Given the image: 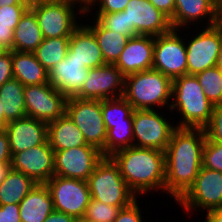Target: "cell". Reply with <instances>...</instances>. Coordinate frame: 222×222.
I'll return each instance as SVG.
<instances>
[{
  "label": "cell",
  "mask_w": 222,
  "mask_h": 222,
  "mask_svg": "<svg viewBox=\"0 0 222 222\" xmlns=\"http://www.w3.org/2000/svg\"><path fill=\"white\" fill-rule=\"evenodd\" d=\"M204 128H176L165 150V192L177 202L202 167Z\"/></svg>",
  "instance_id": "1"
},
{
  "label": "cell",
  "mask_w": 222,
  "mask_h": 222,
  "mask_svg": "<svg viewBox=\"0 0 222 222\" xmlns=\"http://www.w3.org/2000/svg\"><path fill=\"white\" fill-rule=\"evenodd\" d=\"M119 166L126 185L139 197L151 190L165 192V152L132 146L110 156Z\"/></svg>",
  "instance_id": "2"
},
{
  "label": "cell",
  "mask_w": 222,
  "mask_h": 222,
  "mask_svg": "<svg viewBox=\"0 0 222 222\" xmlns=\"http://www.w3.org/2000/svg\"><path fill=\"white\" fill-rule=\"evenodd\" d=\"M171 110L181 115L176 128H204L210 121L213 104L204 94L195 75L173 79Z\"/></svg>",
  "instance_id": "3"
},
{
  "label": "cell",
  "mask_w": 222,
  "mask_h": 222,
  "mask_svg": "<svg viewBox=\"0 0 222 222\" xmlns=\"http://www.w3.org/2000/svg\"><path fill=\"white\" fill-rule=\"evenodd\" d=\"M173 80L155 69L125 76L123 97L134 110H153V106L170 109ZM170 102V103H169Z\"/></svg>",
  "instance_id": "4"
},
{
  "label": "cell",
  "mask_w": 222,
  "mask_h": 222,
  "mask_svg": "<svg viewBox=\"0 0 222 222\" xmlns=\"http://www.w3.org/2000/svg\"><path fill=\"white\" fill-rule=\"evenodd\" d=\"M91 198L120 209L130 205L137 195L126 185L119 166L111 157H103L87 180Z\"/></svg>",
  "instance_id": "5"
},
{
  "label": "cell",
  "mask_w": 222,
  "mask_h": 222,
  "mask_svg": "<svg viewBox=\"0 0 222 222\" xmlns=\"http://www.w3.org/2000/svg\"><path fill=\"white\" fill-rule=\"evenodd\" d=\"M30 9L37 17L43 38L70 37L81 24L77 22L76 15L85 18V5L79 0L39 3L30 6Z\"/></svg>",
  "instance_id": "6"
},
{
  "label": "cell",
  "mask_w": 222,
  "mask_h": 222,
  "mask_svg": "<svg viewBox=\"0 0 222 222\" xmlns=\"http://www.w3.org/2000/svg\"><path fill=\"white\" fill-rule=\"evenodd\" d=\"M65 113L82 131L87 144L98 148L105 157L107 130L101 111V100L67 98Z\"/></svg>",
  "instance_id": "7"
},
{
  "label": "cell",
  "mask_w": 222,
  "mask_h": 222,
  "mask_svg": "<svg viewBox=\"0 0 222 222\" xmlns=\"http://www.w3.org/2000/svg\"><path fill=\"white\" fill-rule=\"evenodd\" d=\"M175 129L176 126L156 109L133 112V146L165 152Z\"/></svg>",
  "instance_id": "8"
},
{
  "label": "cell",
  "mask_w": 222,
  "mask_h": 222,
  "mask_svg": "<svg viewBox=\"0 0 222 222\" xmlns=\"http://www.w3.org/2000/svg\"><path fill=\"white\" fill-rule=\"evenodd\" d=\"M176 203L187 213L222 208V172L201 167L194 184Z\"/></svg>",
  "instance_id": "9"
},
{
  "label": "cell",
  "mask_w": 222,
  "mask_h": 222,
  "mask_svg": "<svg viewBox=\"0 0 222 222\" xmlns=\"http://www.w3.org/2000/svg\"><path fill=\"white\" fill-rule=\"evenodd\" d=\"M46 185L51 193L55 211L76 219L84 217L91 200L87 181L54 175Z\"/></svg>",
  "instance_id": "10"
},
{
  "label": "cell",
  "mask_w": 222,
  "mask_h": 222,
  "mask_svg": "<svg viewBox=\"0 0 222 222\" xmlns=\"http://www.w3.org/2000/svg\"><path fill=\"white\" fill-rule=\"evenodd\" d=\"M178 31L180 30L172 29L154 37L152 68L172 80L187 74L185 39L179 36L181 31Z\"/></svg>",
  "instance_id": "11"
},
{
  "label": "cell",
  "mask_w": 222,
  "mask_h": 222,
  "mask_svg": "<svg viewBox=\"0 0 222 222\" xmlns=\"http://www.w3.org/2000/svg\"><path fill=\"white\" fill-rule=\"evenodd\" d=\"M199 29L198 35L186 40L187 74L195 75L216 66L221 47V26Z\"/></svg>",
  "instance_id": "12"
},
{
  "label": "cell",
  "mask_w": 222,
  "mask_h": 222,
  "mask_svg": "<svg viewBox=\"0 0 222 222\" xmlns=\"http://www.w3.org/2000/svg\"><path fill=\"white\" fill-rule=\"evenodd\" d=\"M24 100L27 116L47 124L66 112L67 98L49 83L25 86Z\"/></svg>",
  "instance_id": "13"
},
{
  "label": "cell",
  "mask_w": 222,
  "mask_h": 222,
  "mask_svg": "<svg viewBox=\"0 0 222 222\" xmlns=\"http://www.w3.org/2000/svg\"><path fill=\"white\" fill-rule=\"evenodd\" d=\"M103 157L102 151L92 145L55 151L54 175L87 181Z\"/></svg>",
  "instance_id": "14"
},
{
  "label": "cell",
  "mask_w": 222,
  "mask_h": 222,
  "mask_svg": "<svg viewBox=\"0 0 222 222\" xmlns=\"http://www.w3.org/2000/svg\"><path fill=\"white\" fill-rule=\"evenodd\" d=\"M124 90L125 75L114 64H105L89 70L82 89L75 97L106 100L122 97Z\"/></svg>",
  "instance_id": "15"
},
{
  "label": "cell",
  "mask_w": 222,
  "mask_h": 222,
  "mask_svg": "<svg viewBox=\"0 0 222 222\" xmlns=\"http://www.w3.org/2000/svg\"><path fill=\"white\" fill-rule=\"evenodd\" d=\"M129 30L136 35L156 37L171 31L170 18L149 0H129L125 7Z\"/></svg>",
  "instance_id": "16"
},
{
  "label": "cell",
  "mask_w": 222,
  "mask_h": 222,
  "mask_svg": "<svg viewBox=\"0 0 222 222\" xmlns=\"http://www.w3.org/2000/svg\"><path fill=\"white\" fill-rule=\"evenodd\" d=\"M55 151L47 140L12 156V169L22 172L37 184H46L54 176Z\"/></svg>",
  "instance_id": "17"
},
{
  "label": "cell",
  "mask_w": 222,
  "mask_h": 222,
  "mask_svg": "<svg viewBox=\"0 0 222 222\" xmlns=\"http://www.w3.org/2000/svg\"><path fill=\"white\" fill-rule=\"evenodd\" d=\"M4 130L12 156L48 140V124L28 116L8 122Z\"/></svg>",
  "instance_id": "18"
},
{
  "label": "cell",
  "mask_w": 222,
  "mask_h": 222,
  "mask_svg": "<svg viewBox=\"0 0 222 222\" xmlns=\"http://www.w3.org/2000/svg\"><path fill=\"white\" fill-rule=\"evenodd\" d=\"M89 70L68 52L63 60L48 71L49 84L66 98L75 97L82 89Z\"/></svg>",
  "instance_id": "19"
},
{
  "label": "cell",
  "mask_w": 222,
  "mask_h": 222,
  "mask_svg": "<svg viewBox=\"0 0 222 222\" xmlns=\"http://www.w3.org/2000/svg\"><path fill=\"white\" fill-rule=\"evenodd\" d=\"M154 37L136 35L130 37L114 64L125 76L152 69Z\"/></svg>",
  "instance_id": "20"
},
{
  "label": "cell",
  "mask_w": 222,
  "mask_h": 222,
  "mask_svg": "<svg viewBox=\"0 0 222 222\" xmlns=\"http://www.w3.org/2000/svg\"><path fill=\"white\" fill-rule=\"evenodd\" d=\"M68 52L89 69L106 64L94 33L85 24H80L69 37Z\"/></svg>",
  "instance_id": "21"
},
{
  "label": "cell",
  "mask_w": 222,
  "mask_h": 222,
  "mask_svg": "<svg viewBox=\"0 0 222 222\" xmlns=\"http://www.w3.org/2000/svg\"><path fill=\"white\" fill-rule=\"evenodd\" d=\"M206 18V27L216 24V6L211 0H175V11L170 21L173 29L180 30Z\"/></svg>",
  "instance_id": "22"
},
{
  "label": "cell",
  "mask_w": 222,
  "mask_h": 222,
  "mask_svg": "<svg viewBox=\"0 0 222 222\" xmlns=\"http://www.w3.org/2000/svg\"><path fill=\"white\" fill-rule=\"evenodd\" d=\"M53 211L52 196L46 184H36L19 203L21 222H43Z\"/></svg>",
  "instance_id": "23"
},
{
  "label": "cell",
  "mask_w": 222,
  "mask_h": 222,
  "mask_svg": "<svg viewBox=\"0 0 222 222\" xmlns=\"http://www.w3.org/2000/svg\"><path fill=\"white\" fill-rule=\"evenodd\" d=\"M48 141L54 151L89 145L82 131L66 113L48 123Z\"/></svg>",
  "instance_id": "24"
},
{
  "label": "cell",
  "mask_w": 222,
  "mask_h": 222,
  "mask_svg": "<svg viewBox=\"0 0 222 222\" xmlns=\"http://www.w3.org/2000/svg\"><path fill=\"white\" fill-rule=\"evenodd\" d=\"M13 78L24 86L49 83L48 71L33 52L12 50Z\"/></svg>",
  "instance_id": "25"
},
{
  "label": "cell",
  "mask_w": 222,
  "mask_h": 222,
  "mask_svg": "<svg viewBox=\"0 0 222 222\" xmlns=\"http://www.w3.org/2000/svg\"><path fill=\"white\" fill-rule=\"evenodd\" d=\"M43 36L35 13L29 8L14 29L13 50L34 52L42 43Z\"/></svg>",
  "instance_id": "26"
},
{
  "label": "cell",
  "mask_w": 222,
  "mask_h": 222,
  "mask_svg": "<svg viewBox=\"0 0 222 222\" xmlns=\"http://www.w3.org/2000/svg\"><path fill=\"white\" fill-rule=\"evenodd\" d=\"M93 20H95L92 22L93 25L86 24V26L94 33L105 63L115 64L130 37L110 31L96 19Z\"/></svg>",
  "instance_id": "27"
},
{
  "label": "cell",
  "mask_w": 222,
  "mask_h": 222,
  "mask_svg": "<svg viewBox=\"0 0 222 222\" xmlns=\"http://www.w3.org/2000/svg\"><path fill=\"white\" fill-rule=\"evenodd\" d=\"M24 87V85L14 78L0 86V102L4 107L5 119L8 122L27 116Z\"/></svg>",
  "instance_id": "28"
},
{
  "label": "cell",
  "mask_w": 222,
  "mask_h": 222,
  "mask_svg": "<svg viewBox=\"0 0 222 222\" xmlns=\"http://www.w3.org/2000/svg\"><path fill=\"white\" fill-rule=\"evenodd\" d=\"M37 183L11 168L0 186V205L19 204Z\"/></svg>",
  "instance_id": "29"
},
{
  "label": "cell",
  "mask_w": 222,
  "mask_h": 222,
  "mask_svg": "<svg viewBox=\"0 0 222 222\" xmlns=\"http://www.w3.org/2000/svg\"><path fill=\"white\" fill-rule=\"evenodd\" d=\"M101 111L107 131L114 126L133 125L134 108L123 96L101 100Z\"/></svg>",
  "instance_id": "30"
},
{
  "label": "cell",
  "mask_w": 222,
  "mask_h": 222,
  "mask_svg": "<svg viewBox=\"0 0 222 222\" xmlns=\"http://www.w3.org/2000/svg\"><path fill=\"white\" fill-rule=\"evenodd\" d=\"M69 37L43 38L42 43L33 52L43 67L50 71L68 53Z\"/></svg>",
  "instance_id": "31"
},
{
  "label": "cell",
  "mask_w": 222,
  "mask_h": 222,
  "mask_svg": "<svg viewBox=\"0 0 222 222\" xmlns=\"http://www.w3.org/2000/svg\"><path fill=\"white\" fill-rule=\"evenodd\" d=\"M205 96L213 104H222V71L217 66L195 74Z\"/></svg>",
  "instance_id": "32"
},
{
  "label": "cell",
  "mask_w": 222,
  "mask_h": 222,
  "mask_svg": "<svg viewBox=\"0 0 222 222\" xmlns=\"http://www.w3.org/2000/svg\"><path fill=\"white\" fill-rule=\"evenodd\" d=\"M133 146V125L114 126L107 131L105 157L115 152Z\"/></svg>",
  "instance_id": "33"
},
{
  "label": "cell",
  "mask_w": 222,
  "mask_h": 222,
  "mask_svg": "<svg viewBox=\"0 0 222 222\" xmlns=\"http://www.w3.org/2000/svg\"><path fill=\"white\" fill-rule=\"evenodd\" d=\"M96 20L106 29L115 31L125 36L134 37L135 35L129 30L126 11L115 13H94Z\"/></svg>",
  "instance_id": "34"
},
{
  "label": "cell",
  "mask_w": 222,
  "mask_h": 222,
  "mask_svg": "<svg viewBox=\"0 0 222 222\" xmlns=\"http://www.w3.org/2000/svg\"><path fill=\"white\" fill-rule=\"evenodd\" d=\"M119 210L120 208L118 206L108 205L91 198L86 208L84 218L94 222H113Z\"/></svg>",
  "instance_id": "35"
},
{
  "label": "cell",
  "mask_w": 222,
  "mask_h": 222,
  "mask_svg": "<svg viewBox=\"0 0 222 222\" xmlns=\"http://www.w3.org/2000/svg\"><path fill=\"white\" fill-rule=\"evenodd\" d=\"M202 167L222 172V144L205 140Z\"/></svg>",
  "instance_id": "36"
},
{
  "label": "cell",
  "mask_w": 222,
  "mask_h": 222,
  "mask_svg": "<svg viewBox=\"0 0 222 222\" xmlns=\"http://www.w3.org/2000/svg\"><path fill=\"white\" fill-rule=\"evenodd\" d=\"M204 130L207 140L222 144V104L213 106L211 119Z\"/></svg>",
  "instance_id": "37"
},
{
  "label": "cell",
  "mask_w": 222,
  "mask_h": 222,
  "mask_svg": "<svg viewBox=\"0 0 222 222\" xmlns=\"http://www.w3.org/2000/svg\"><path fill=\"white\" fill-rule=\"evenodd\" d=\"M128 2L129 0H89L85 4V14L89 12L93 13L91 9H95V4H97L96 6L98 7V11L96 10L95 13H115L124 11Z\"/></svg>",
  "instance_id": "38"
},
{
  "label": "cell",
  "mask_w": 222,
  "mask_h": 222,
  "mask_svg": "<svg viewBox=\"0 0 222 222\" xmlns=\"http://www.w3.org/2000/svg\"><path fill=\"white\" fill-rule=\"evenodd\" d=\"M30 8V5H4L0 7V24L12 25L14 30L24 13Z\"/></svg>",
  "instance_id": "39"
},
{
  "label": "cell",
  "mask_w": 222,
  "mask_h": 222,
  "mask_svg": "<svg viewBox=\"0 0 222 222\" xmlns=\"http://www.w3.org/2000/svg\"><path fill=\"white\" fill-rule=\"evenodd\" d=\"M136 199L130 205L121 208L113 222H143L139 204Z\"/></svg>",
  "instance_id": "40"
},
{
  "label": "cell",
  "mask_w": 222,
  "mask_h": 222,
  "mask_svg": "<svg viewBox=\"0 0 222 222\" xmlns=\"http://www.w3.org/2000/svg\"><path fill=\"white\" fill-rule=\"evenodd\" d=\"M13 79L12 50L0 56V86Z\"/></svg>",
  "instance_id": "41"
},
{
  "label": "cell",
  "mask_w": 222,
  "mask_h": 222,
  "mask_svg": "<svg viewBox=\"0 0 222 222\" xmlns=\"http://www.w3.org/2000/svg\"><path fill=\"white\" fill-rule=\"evenodd\" d=\"M0 222H21L19 204L0 205Z\"/></svg>",
  "instance_id": "42"
},
{
  "label": "cell",
  "mask_w": 222,
  "mask_h": 222,
  "mask_svg": "<svg viewBox=\"0 0 222 222\" xmlns=\"http://www.w3.org/2000/svg\"><path fill=\"white\" fill-rule=\"evenodd\" d=\"M10 143L5 130L0 131V164H11Z\"/></svg>",
  "instance_id": "43"
},
{
  "label": "cell",
  "mask_w": 222,
  "mask_h": 222,
  "mask_svg": "<svg viewBox=\"0 0 222 222\" xmlns=\"http://www.w3.org/2000/svg\"><path fill=\"white\" fill-rule=\"evenodd\" d=\"M14 30L12 25L0 24V45L7 50H13Z\"/></svg>",
  "instance_id": "44"
},
{
  "label": "cell",
  "mask_w": 222,
  "mask_h": 222,
  "mask_svg": "<svg viewBox=\"0 0 222 222\" xmlns=\"http://www.w3.org/2000/svg\"><path fill=\"white\" fill-rule=\"evenodd\" d=\"M149 2L170 19L173 17L175 11V0H149Z\"/></svg>",
  "instance_id": "45"
},
{
  "label": "cell",
  "mask_w": 222,
  "mask_h": 222,
  "mask_svg": "<svg viewBox=\"0 0 222 222\" xmlns=\"http://www.w3.org/2000/svg\"><path fill=\"white\" fill-rule=\"evenodd\" d=\"M76 220L68 214L54 210L43 222H76Z\"/></svg>",
  "instance_id": "46"
},
{
  "label": "cell",
  "mask_w": 222,
  "mask_h": 222,
  "mask_svg": "<svg viewBox=\"0 0 222 222\" xmlns=\"http://www.w3.org/2000/svg\"><path fill=\"white\" fill-rule=\"evenodd\" d=\"M205 222H222V208L206 212Z\"/></svg>",
  "instance_id": "47"
},
{
  "label": "cell",
  "mask_w": 222,
  "mask_h": 222,
  "mask_svg": "<svg viewBox=\"0 0 222 222\" xmlns=\"http://www.w3.org/2000/svg\"><path fill=\"white\" fill-rule=\"evenodd\" d=\"M11 168V164H0V186Z\"/></svg>",
  "instance_id": "48"
},
{
  "label": "cell",
  "mask_w": 222,
  "mask_h": 222,
  "mask_svg": "<svg viewBox=\"0 0 222 222\" xmlns=\"http://www.w3.org/2000/svg\"><path fill=\"white\" fill-rule=\"evenodd\" d=\"M4 5H29L26 0H0V7Z\"/></svg>",
  "instance_id": "49"
},
{
  "label": "cell",
  "mask_w": 222,
  "mask_h": 222,
  "mask_svg": "<svg viewBox=\"0 0 222 222\" xmlns=\"http://www.w3.org/2000/svg\"><path fill=\"white\" fill-rule=\"evenodd\" d=\"M3 109L4 107L2 106V103L0 102V131H3L8 124V121L5 119Z\"/></svg>",
  "instance_id": "50"
},
{
  "label": "cell",
  "mask_w": 222,
  "mask_h": 222,
  "mask_svg": "<svg viewBox=\"0 0 222 222\" xmlns=\"http://www.w3.org/2000/svg\"><path fill=\"white\" fill-rule=\"evenodd\" d=\"M216 24L222 26V2L216 7Z\"/></svg>",
  "instance_id": "51"
},
{
  "label": "cell",
  "mask_w": 222,
  "mask_h": 222,
  "mask_svg": "<svg viewBox=\"0 0 222 222\" xmlns=\"http://www.w3.org/2000/svg\"><path fill=\"white\" fill-rule=\"evenodd\" d=\"M217 67H222V26H221V47L216 62Z\"/></svg>",
  "instance_id": "52"
},
{
  "label": "cell",
  "mask_w": 222,
  "mask_h": 222,
  "mask_svg": "<svg viewBox=\"0 0 222 222\" xmlns=\"http://www.w3.org/2000/svg\"><path fill=\"white\" fill-rule=\"evenodd\" d=\"M26 1L30 6H32L39 3L56 2L60 0H26Z\"/></svg>",
  "instance_id": "53"
},
{
  "label": "cell",
  "mask_w": 222,
  "mask_h": 222,
  "mask_svg": "<svg viewBox=\"0 0 222 222\" xmlns=\"http://www.w3.org/2000/svg\"><path fill=\"white\" fill-rule=\"evenodd\" d=\"M76 222H94V221H91V220H88V219L82 217V218L77 219Z\"/></svg>",
  "instance_id": "54"
},
{
  "label": "cell",
  "mask_w": 222,
  "mask_h": 222,
  "mask_svg": "<svg viewBox=\"0 0 222 222\" xmlns=\"http://www.w3.org/2000/svg\"><path fill=\"white\" fill-rule=\"evenodd\" d=\"M7 49H5L2 45H0V56L3 55Z\"/></svg>",
  "instance_id": "55"
},
{
  "label": "cell",
  "mask_w": 222,
  "mask_h": 222,
  "mask_svg": "<svg viewBox=\"0 0 222 222\" xmlns=\"http://www.w3.org/2000/svg\"><path fill=\"white\" fill-rule=\"evenodd\" d=\"M213 2V4L217 7L221 2L222 0H211Z\"/></svg>",
  "instance_id": "56"
},
{
  "label": "cell",
  "mask_w": 222,
  "mask_h": 222,
  "mask_svg": "<svg viewBox=\"0 0 222 222\" xmlns=\"http://www.w3.org/2000/svg\"><path fill=\"white\" fill-rule=\"evenodd\" d=\"M79 1H81L85 5L89 0H79Z\"/></svg>",
  "instance_id": "57"
}]
</instances>
